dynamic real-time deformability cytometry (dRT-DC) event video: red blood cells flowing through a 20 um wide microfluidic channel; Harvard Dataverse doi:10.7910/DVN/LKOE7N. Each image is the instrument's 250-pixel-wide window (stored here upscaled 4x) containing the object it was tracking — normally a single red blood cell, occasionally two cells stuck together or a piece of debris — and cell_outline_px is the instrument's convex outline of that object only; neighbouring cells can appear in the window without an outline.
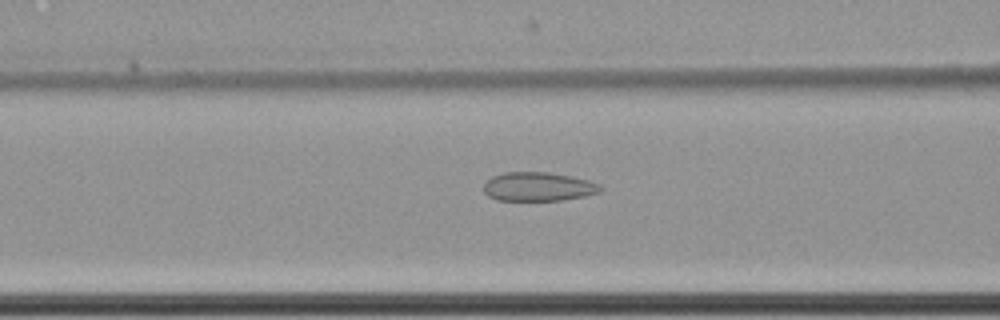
{"species": "common noctule bat (a hibernating species)", "species_latin": "Nyctalus noctula", "temperature_condition": "cold", "stored_images_in_passage": 41, "camera_frame_rate_fps": 3000, "um_per_image_px": 0.085, "animal": {"sex": "female", "body_mass_g": 22.7, "forearm_length_mm": 54.2}, "frame": {"image": 1, "passage_image": 8, "time_ms": 2.333, "image_size_px": [1000, 320], "cell_outline_px": [[604, 188], [600, 192], [584, 196], [564, 200], [496, 200], [488, 196], [484, 192], [484, 184], [492, 176], [504, 172], [548, 172], [572, 176], [588, 180], [600, 184]], "centroid_in_image_um": [45.77, 15.86], "position_along_channel_um": 120.8, "area_um2": 19.77}}
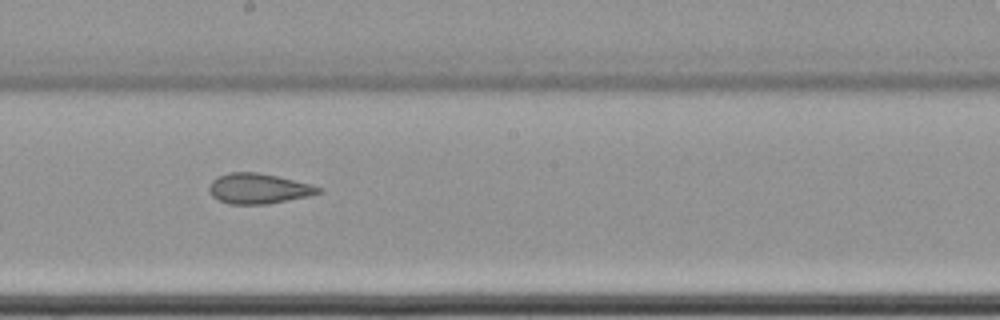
{"frame": {"image": 2, "passage_image": 17, "time_ms": 5.333, "image_size_px": [1000, 320], "cell_outline_px": [[324, 188], [320, 192], [308, 196], [268, 204], [228, 204], [212, 196], [208, 188], [212, 180], [216, 176], [228, 172], [256, 172], [276, 176], [312, 184]], "centroid_in_image_um": [21.96, 16.02], "position_along_channel_um": 226.2, "area_um2": 19.31}}
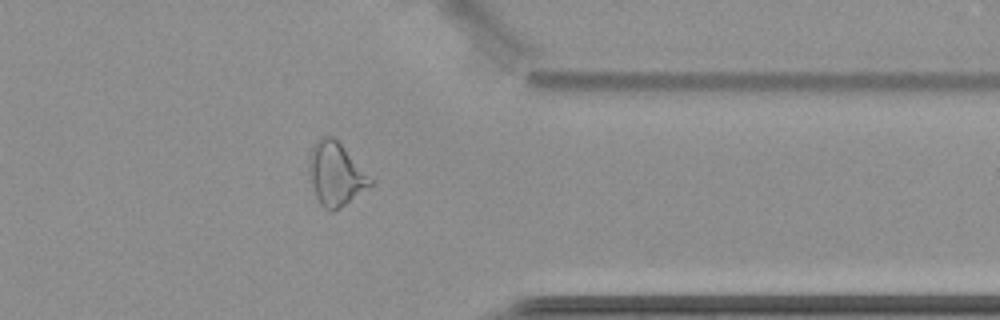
{"frame": {"image": 3, "passage_image": 31, "time_ms": 10.0, "image_size_px": [1000, 320], "cell_outline_px": [[372, 184], [344, 204], [332, 212], [324, 208], [320, 204], [316, 196], [308, 168], [308, 160], [312, 144], [316, 140], [324, 136], [332, 136], [340, 144], [372, 180]], "centroid_in_image_um": [28.47, 14.77], "position_along_channel_um": 382.9, "area_um2": 21.79}}